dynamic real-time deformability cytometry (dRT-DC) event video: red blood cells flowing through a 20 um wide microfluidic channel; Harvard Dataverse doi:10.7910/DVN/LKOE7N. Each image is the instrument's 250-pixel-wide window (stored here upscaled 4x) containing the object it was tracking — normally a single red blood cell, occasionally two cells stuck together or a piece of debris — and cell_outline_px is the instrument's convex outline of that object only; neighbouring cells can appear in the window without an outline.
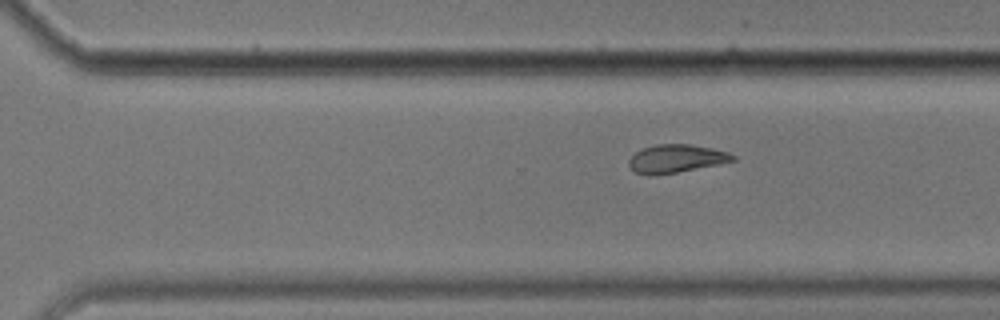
{"species": "common noctule bat (a hibernating species)", "species_latin": "Nyctalus noctula", "temperature_condition": "cold", "stored_images_in_passage": 10, "camera_frame_rate_fps": 3000, "um_per_image_px": 0.085, "animal": {"sex": "male", "body_mass_g": 17.9}, "frame": {"image": 1, "passage_image": 10, "time_ms": 11.667, "image_size_px": [1000, 320], "cell_outline_px": [[736, 160], [676, 172], [652, 176], [648, 176], [636, 172], [628, 164], [628, 160], [636, 152], [644, 148], [656, 144], [688, 144], [712, 148], [728, 152], [736, 156]], "centroid_in_image_um": [57.45, 13.48], "position_along_channel_um": 313.1, "area_um2": 16.82}}